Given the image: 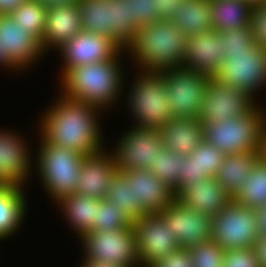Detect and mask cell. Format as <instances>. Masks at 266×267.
<instances>
[{
  "label": "cell",
  "instance_id": "cell-1",
  "mask_svg": "<svg viewBox=\"0 0 266 267\" xmlns=\"http://www.w3.org/2000/svg\"><path fill=\"white\" fill-rule=\"evenodd\" d=\"M100 110L96 106L61 95L39 121L42 122L39 125L40 138L48 144L84 156L95 155L103 151L104 147L97 121Z\"/></svg>",
  "mask_w": 266,
  "mask_h": 267
},
{
  "label": "cell",
  "instance_id": "cell-2",
  "mask_svg": "<svg viewBox=\"0 0 266 267\" xmlns=\"http://www.w3.org/2000/svg\"><path fill=\"white\" fill-rule=\"evenodd\" d=\"M188 36L168 20L140 27L125 47L140 71H162L182 67Z\"/></svg>",
  "mask_w": 266,
  "mask_h": 267
},
{
  "label": "cell",
  "instance_id": "cell-3",
  "mask_svg": "<svg viewBox=\"0 0 266 267\" xmlns=\"http://www.w3.org/2000/svg\"><path fill=\"white\" fill-rule=\"evenodd\" d=\"M119 56L113 60L69 69L61 77L62 95L99 109L111 107L118 99L123 85L124 74Z\"/></svg>",
  "mask_w": 266,
  "mask_h": 267
},
{
  "label": "cell",
  "instance_id": "cell-4",
  "mask_svg": "<svg viewBox=\"0 0 266 267\" xmlns=\"http://www.w3.org/2000/svg\"><path fill=\"white\" fill-rule=\"evenodd\" d=\"M262 109L256 105L246 115L203 125L204 141L225 155L260 152L262 128L266 123V112Z\"/></svg>",
  "mask_w": 266,
  "mask_h": 267
},
{
  "label": "cell",
  "instance_id": "cell-5",
  "mask_svg": "<svg viewBox=\"0 0 266 267\" xmlns=\"http://www.w3.org/2000/svg\"><path fill=\"white\" fill-rule=\"evenodd\" d=\"M40 141L36 161L38 176L51 199L57 203L65 196L76 194L81 165L86 156L48 144L42 138Z\"/></svg>",
  "mask_w": 266,
  "mask_h": 267
},
{
  "label": "cell",
  "instance_id": "cell-6",
  "mask_svg": "<svg viewBox=\"0 0 266 267\" xmlns=\"http://www.w3.org/2000/svg\"><path fill=\"white\" fill-rule=\"evenodd\" d=\"M128 97L135 128H162L171 118L164 78L159 72L139 71Z\"/></svg>",
  "mask_w": 266,
  "mask_h": 267
},
{
  "label": "cell",
  "instance_id": "cell-7",
  "mask_svg": "<svg viewBox=\"0 0 266 267\" xmlns=\"http://www.w3.org/2000/svg\"><path fill=\"white\" fill-rule=\"evenodd\" d=\"M80 239L84 246V259L108 263L119 267H140L133 227L119 230L90 231Z\"/></svg>",
  "mask_w": 266,
  "mask_h": 267
},
{
  "label": "cell",
  "instance_id": "cell-8",
  "mask_svg": "<svg viewBox=\"0 0 266 267\" xmlns=\"http://www.w3.org/2000/svg\"><path fill=\"white\" fill-rule=\"evenodd\" d=\"M211 227V240L225 251L252 247L259 237L257 209L237 204L232 200L212 217Z\"/></svg>",
  "mask_w": 266,
  "mask_h": 267
},
{
  "label": "cell",
  "instance_id": "cell-9",
  "mask_svg": "<svg viewBox=\"0 0 266 267\" xmlns=\"http://www.w3.org/2000/svg\"><path fill=\"white\" fill-rule=\"evenodd\" d=\"M158 72L165 80L172 118H198L212 76L183 67Z\"/></svg>",
  "mask_w": 266,
  "mask_h": 267
},
{
  "label": "cell",
  "instance_id": "cell-10",
  "mask_svg": "<svg viewBox=\"0 0 266 267\" xmlns=\"http://www.w3.org/2000/svg\"><path fill=\"white\" fill-rule=\"evenodd\" d=\"M213 78L238 87L254 98V92L266 82V48L255 44L244 53L230 54Z\"/></svg>",
  "mask_w": 266,
  "mask_h": 267
},
{
  "label": "cell",
  "instance_id": "cell-11",
  "mask_svg": "<svg viewBox=\"0 0 266 267\" xmlns=\"http://www.w3.org/2000/svg\"><path fill=\"white\" fill-rule=\"evenodd\" d=\"M254 100L244 90L220 83L211 77L198 118L202 125H210L246 115L256 106Z\"/></svg>",
  "mask_w": 266,
  "mask_h": 267
},
{
  "label": "cell",
  "instance_id": "cell-12",
  "mask_svg": "<svg viewBox=\"0 0 266 267\" xmlns=\"http://www.w3.org/2000/svg\"><path fill=\"white\" fill-rule=\"evenodd\" d=\"M113 151L118 171L148 170L165 147L158 128H135L125 133Z\"/></svg>",
  "mask_w": 266,
  "mask_h": 267
},
{
  "label": "cell",
  "instance_id": "cell-13",
  "mask_svg": "<svg viewBox=\"0 0 266 267\" xmlns=\"http://www.w3.org/2000/svg\"><path fill=\"white\" fill-rule=\"evenodd\" d=\"M58 50L64 59L61 76L71 68L113 60L122 51L126 52L114 39L85 30H81Z\"/></svg>",
  "mask_w": 266,
  "mask_h": 267
},
{
  "label": "cell",
  "instance_id": "cell-14",
  "mask_svg": "<svg viewBox=\"0 0 266 267\" xmlns=\"http://www.w3.org/2000/svg\"><path fill=\"white\" fill-rule=\"evenodd\" d=\"M136 251L141 265L159 262L167 254L181 249L158 214H146L133 222Z\"/></svg>",
  "mask_w": 266,
  "mask_h": 267
},
{
  "label": "cell",
  "instance_id": "cell-15",
  "mask_svg": "<svg viewBox=\"0 0 266 267\" xmlns=\"http://www.w3.org/2000/svg\"><path fill=\"white\" fill-rule=\"evenodd\" d=\"M158 215L181 248L188 249L193 245L211 240L212 217L196 212L177 200Z\"/></svg>",
  "mask_w": 266,
  "mask_h": 267
},
{
  "label": "cell",
  "instance_id": "cell-16",
  "mask_svg": "<svg viewBox=\"0 0 266 267\" xmlns=\"http://www.w3.org/2000/svg\"><path fill=\"white\" fill-rule=\"evenodd\" d=\"M0 44L8 59L20 70L45 53L41 41L15 22L10 14L0 15Z\"/></svg>",
  "mask_w": 266,
  "mask_h": 267
},
{
  "label": "cell",
  "instance_id": "cell-17",
  "mask_svg": "<svg viewBox=\"0 0 266 267\" xmlns=\"http://www.w3.org/2000/svg\"><path fill=\"white\" fill-rule=\"evenodd\" d=\"M221 45L222 32L216 29L188 36L182 67L213 77L224 61Z\"/></svg>",
  "mask_w": 266,
  "mask_h": 267
},
{
  "label": "cell",
  "instance_id": "cell-18",
  "mask_svg": "<svg viewBox=\"0 0 266 267\" xmlns=\"http://www.w3.org/2000/svg\"><path fill=\"white\" fill-rule=\"evenodd\" d=\"M118 171L113 154L105 150L86 156L81 165L76 194L104 199L113 176Z\"/></svg>",
  "mask_w": 266,
  "mask_h": 267
},
{
  "label": "cell",
  "instance_id": "cell-19",
  "mask_svg": "<svg viewBox=\"0 0 266 267\" xmlns=\"http://www.w3.org/2000/svg\"><path fill=\"white\" fill-rule=\"evenodd\" d=\"M134 181L135 200L146 214H159L176 200L174 190L149 170L122 171Z\"/></svg>",
  "mask_w": 266,
  "mask_h": 267
},
{
  "label": "cell",
  "instance_id": "cell-20",
  "mask_svg": "<svg viewBox=\"0 0 266 267\" xmlns=\"http://www.w3.org/2000/svg\"><path fill=\"white\" fill-rule=\"evenodd\" d=\"M82 30L79 3L49 7L46 12L42 49H58Z\"/></svg>",
  "mask_w": 266,
  "mask_h": 267
},
{
  "label": "cell",
  "instance_id": "cell-21",
  "mask_svg": "<svg viewBox=\"0 0 266 267\" xmlns=\"http://www.w3.org/2000/svg\"><path fill=\"white\" fill-rule=\"evenodd\" d=\"M9 132L0 131V175L8 184L23 187L30 176V152L21 137Z\"/></svg>",
  "mask_w": 266,
  "mask_h": 267
},
{
  "label": "cell",
  "instance_id": "cell-22",
  "mask_svg": "<svg viewBox=\"0 0 266 267\" xmlns=\"http://www.w3.org/2000/svg\"><path fill=\"white\" fill-rule=\"evenodd\" d=\"M176 200L196 212L213 217L232 201V196L214 177H207L202 183L182 189L176 195Z\"/></svg>",
  "mask_w": 266,
  "mask_h": 267
},
{
  "label": "cell",
  "instance_id": "cell-23",
  "mask_svg": "<svg viewBox=\"0 0 266 267\" xmlns=\"http://www.w3.org/2000/svg\"><path fill=\"white\" fill-rule=\"evenodd\" d=\"M159 131L164 147L182 156L192 153L204 140L199 118H171Z\"/></svg>",
  "mask_w": 266,
  "mask_h": 267
},
{
  "label": "cell",
  "instance_id": "cell-24",
  "mask_svg": "<svg viewBox=\"0 0 266 267\" xmlns=\"http://www.w3.org/2000/svg\"><path fill=\"white\" fill-rule=\"evenodd\" d=\"M260 159V152L227 154L214 178L233 197L240 190L252 168Z\"/></svg>",
  "mask_w": 266,
  "mask_h": 267
},
{
  "label": "cell",
  "instance_id": "cell-25",
  "mask_svg": "<svg viewBox=\"0 0 266 267\" xmlns=\"http://www.w3.org/2000/svg\"><path fill=\"white\" fill-rule=\"evenodd\" d=\"M25 192L21 186L0 187V240L14 234L24 220L27 210Z\"/></svg>",
  "mask_w": 266,
  "mask_h": 267
},
{
  "label": "cell",
  "instance_id": "cell-26",
  "mask_svg": "<svg viewBox=\"0 0 266 267\" xmlns=\"http://www.w3.org/2000/svg\"><path fill=\"white\" fill-rule=\"evenodd\" d=\"M169 21L187 36L214 29L209 0H185Z\"/></svg>",
  "mask_w": 266,
  "mask_h": 267
},
{
  "label": "cell",
  "instance_id": "cell-27",
  "mask_svg": "<svg viewBox=\"0 0 266 267\" xmlns=\"http://www.w3.org/2000/svg\"><path fill=\"white\" fill-rule=\"evenodd\" d=\"M99 201L100 199L73 194L60 199L57 205L61 206L71 229H75L74 232L81 237L94 227Z\"/></svg>",
  "mask_w": 266,
  "mask_h": 267
},
{
  "label": "cell",
  "instance_id": "cell-28",
  "mask_svg": "<svg viewBox=\"0 0 266 267\" xmlns=\"http://www.w3.org/2000/svg\"><path fill=\"white\" fill-rule=\"evenodd\" d=\"M214 29L228 32L249 25L252 5L244 0H209Z\"/></svg>",
  "mask_w": 266,
  "mask_h": 267
},
{
  "label": "cell",
  "instance_id": "cell-29",
  "mask_svg": "<svg viewBox=\"0 0 266 267\" xmlns=\"http://www.w3.org/2000/svg\"><path fill=\"white\" fill-rule=\"evenodd\" d=\"M105 198L117 208L122 209L133 221L145 215L144 209L135 200L134 181H129L121 171H117L113 176Z\"/></svg>",
  "mask_w": 266,
  "mask_h": 267
},
{
  "label": "cell",
  "instance_id": "cell-30",
  "mask_svg": "<svg viewBox=\"0 0 266 267\" xmlns=\"http://www.w3.org/2000/svg\"><path fill=\"white\" fill-rule=\"evenodd\" d=\"M237 204L253 209L266 205V162L259 160L240 190L232 197Z\"/></svg>",
  "mask_w": 266,
  "mask_h": 267
},
{
  "label": "cell",
  "instance_id": "cell-31",
  "mask_svg": "<svg viewBox=\"0 0 266 267\" xmlns=\"http://www.w3.org/2000/svg\"><path fill=\"white\" fill-rule=\"evenodd\" d=\"M82 30L110 37V0H79Z\"/></svg>",
  "mask_w": 266,
  "mask_h": 267
},
{
  "label": "cell",
  "instance_id": "cell-32",
  "mask_svg": "<svg viewBox=\"0 0 266 267\" xmlns=\"http://www.w3.org/2000/svg\"><path fill=\"white\" fill-rule=\"evenodd\" d=\"M138 30L130 19L129 0H110V38L125 50Z\"/></svg>",
  "mask_w": 266,
  "mask_h": 267
},
{
  "label": "cell",
  "instance_id": "cell-33",
  "mask_svg": "<svg viewBox=\"0 0 266 267\" xmlns=\"http://www.w3.org/2000/svg\"><path fill=\"white\" fill-rule=\"evenodd\" d=\"M47 9L37 1L28 0L21 3L10 15L15 22H19L20 26L42 42Z\"/></svg>",
  "mask_w": 266,
  "mask_h": 267
},
{
  "label": "cell",
  "instance_id": "cell-34",
  "mask_svg": "<svg viewBox=\"0 0 266 267\" xmlns=\"http://www.w3.org/2000/svg\"><path fill=\"white\" fill-rule=\"evenodd\" d=\"M133 220L122 209L117 208L106 198L101 199L97 208L96 220L91 231L119 230L133 226Z\"/></svg>",
  "mask_w": 266,
  "mask_h": 267
},
{
  "label": "cell",
  "instance_id": "cell-35",
  "mask_svg": "<svg viewBox=\"0 0 266 267\" xmlns=\"http://www.w3.org/2000/svg\"><path fill=\"white\" fill-rule=\"evenodd\" d=\"M184 156L172 153L164 148L148 169L153 174L158 175L161 180L171 189L175 190L179 185V176L181 173V160Z\"/></svg>",
  "mask_w": 266,
  "mask_h": 267
},
{
  "label": "cell",
  "instance_id": "cell-36",
  "mask_svg": "<svg viewBox=\"0 0 266 267\" xmlns=\"http://www.w3.org/2000/svg\"><path fill=\"white\" fill-rule=\"evenodd\" d=\"M194 267H224L225 250L212 240L188 248Z\"/></svg>",
  "mask_w": 266,
  "mask_h": 267
},
{
  "label": "cell",
  "instance_id": "cell-37",
  "mask_svg": "<svg viewBox=\"0 0 266 267\" xmlns=\"http://www.w3.org/2000/svg\"><path fill=\"white\" fill-rule=\"evenodd\" d=\"M207 177H215L226 156L217 147L204 140L189 154Z\"/></svg>",
  "mask_w": 266,
  "mask_h": 267
},
{
  "label": "cell",
  "instance_id": "cell-38",
  "mask_svg": "<svg viewBox=\"0 0 266 267\" xmlns=\"http://www.w3.org/2000/svg\"><path fill=\"white\" fill-rule=\"evenodd\" d=\"M254 36L249 29V25L242 29H232L228 32H222V51H224V60L230 57V54L244 53L255 45Z\"/></svg>",
  "mask_w": 266,
  "mask_h": 267
},
{
  "label": "cell",
  "instance_id": "cell-39",
  "mask_svg": "<svg viewBox=\"0 0 266 267\" xmlns=\"http://www.w3.org/2000/svg\"><path fill=\"white\" fill-rule=\"evenodd\" d=\"M154 0H129L130 19L140 28L159 20Z\"/></svg>",
  "mask_w": 266,
  "mask_h": 267
},
{
  "label": "cell",
  "instance_id": "cell-40",
  "mask_svg": "<svg viewBox=\"0 0 266 267\" xmlns=\"http://www.w3.org/2000/svg\"><path fill=\"white\" fill-rule=\"evenodd\" d=\"M181 173L179 176V185L174 190L177 195L182 189L189 187L194 183H202L207 176L200 170L199 165L190 155L184 156L181 160Z\"/></svg>",
  "mask_w": 266,
  "mask_h": 267
},
{
  "label": "cell",
  "instance_id": "cell-41",
  "mask_svg": "<svg viewBox=\"0 0 266 267\" xmlns=\"http://www.w3.org/2000/svg\"><path fill=\"white\" fill-rule=\"evenodd\" d=\"M249 29L254 36L255 43L266 48V3L252 7Z\"/></svg>",
  "mask_w": 266,
  "mask_h": 267
},
{
  "label": "cell",
  "instance_id": "cell-42",
  "mask_svg": "<svg viewBox=\"0 0 266 267\" xmlns=\"http://www.w3.org/2000/svg\"><path fill=\"white\" fill-rule=\"evenodd\" d=\"M224 267H259L251 247L225 251Z\"/></svg>",
  "mask_w": 266,
  "mask_h": 267
},
{
  "label": "cell",
  "instance_id": "cell-43",
  "mask_svg": "<svg viewBox=\"0 0 266 267\" xmlns=\"http://www.w3.org/2000/svg\"><path fill=\"white\" fill-rule=\"evenodd\" d=\"M157 264L160 267H194V262L188 249L181 248L167 254Z\"/></svg>",
  "mask_w": 266,
  "mask_h": 267
},
{
  "label": "cell",
  "instance_id": "cell-44",
  "mask_svg": "<svg viewBox=\"0 0 266 267\" xmlns=\"http://www.w3.org/2000/svg\"><path fill=\"white\" fill-rule=\"evenodd\" d=\"M185 0H154V10L159 20H170Z\"/></svg>",
  "mask_w": 266,
  "mask_h": 267
},
{
  "label": "cell",
  "instance_id": "cell-45",
  "mask_svg": "<svg viewBox=\"0 0 266 267\" xmlns=\"http://www.w3.org/2000/svg\"><path fill=\"white\" fill-rule=\"evenodd\" d=\"M251 248L258 260L259 267H266V236L259 235Z\"/></svg>",
  "mask_w": 266,
  "mask_h": 267
},
{
  "label": "cell",
  "instance_id": "cell-46",
  "mask_svg": "<svg viewBox=\"0 0 266 267\" xmlns=\"http://www.w3.org/2000/svg\"><path fill=\"white\" fill-rule=\"evenodd\" d=\"M28 0H0V15L12 13L21 3Z\"/></svg>",
  "mask_w": 266,
  "mask_h": 267
},
{
  "label": "cell",
  "instance_id": "cell-47",
  "mask_svg": "<svg viewBox=\"0 0 266 267\" xmlns=\"http://www.w3.org/2000/svg\"><path fill=\"white\" fill-rule=\"evenodd\" d=\"M259 235L266 236V205L257 209Z\"/></svg>",
  "mask_w": 266,
  "mask_h": 267
},
{
  "label": "cell",
  "instance_id": "cell-48",
  "mask_svg": "<svg viewBox=\"0 0 266 267\" xmlns=\"http://www.w3.org/2000/svg\"><path fill=\"white\" fill-rule=\"evenodd\" d=\"M34 1H37L41 5H44L46 8L53 6L68 5L79 2V0H34Z\"/></svg>",
  "mask_w": 266,
  "mask_h": 267
},
{
  "label": "cell",
  "instance_id": "cell-49",
  "mask_svg": "<svg viewBox=\"0 0 266 267\" xmlns=\"http://www.w3.org/2000/svg\"><path fill=\"white\" fill-rule=\"evenodd\" d=\"M2 64V66L7 67V68H11V69H17L18 68L8 59L7 54L5 53V48L1 47L0 44V65Z\"/></svg>",
  "mask_w": 266,
  "mask_h": 267
},
{
  "label": "cell",
  "instance_id": "cell-50",
  "mask_svg": "<svg viewBox=\"0 0 266 267\" xmlns=\"http://www.w3.org/2000/svg\"><path fill=\"white\" fill-rule=\"evenodd\" d=\"M261 160L266 162V123L262 128L261 148H260Z\"/></svg>",
  "mask_w": 266,
  "mask_h": 267
},
{
  "label": "cell",
  "instance_id": "cell-51",
  "mask_svg": "<svg viewBox=\"0 0 266 267\" xmlns=\"http://www.w3.org/2000/svg\"><path fill=\"white\" fill-rule=\"evenodd\" d=\"M80 267H119L108 263H96L91 261H83Z\"/></svg>",
  "mask_w": 266,
  "mask_h": 267
},
{
  "label": "cell",
  "instance_id": "cell-52",
  "mask_svg": "<svg viewBox=\"0 0 266 267\" xmlns=\"http://www.w3.org/2000/svg\"><path fill=\"white\" fill-rule=\"evenodd\" d=\"M247 3H250L252 6H258L262 3H266V0H244Z\"/></svg>",
  "mask_w": 266,
  "mask_h": 267
},
{
  "label": "cell",
  "instance_id": "cell-53",
  "mask_svg": "<svg viewBox=\"0 0 266 267\" xmlns=\"http://www.w3.org/2000/svg\"><path fill=\"white\" fill-rule=\"evenodd\" d=\"M141 267H160V266L157 263H154V264L141 265Z\"/></svg>",
  "mask_w": 266,
  "mask_h": 267
},
{
  "label": "cell",
  "instance_id": "cell-54",
  "mask_svg": "<svg viewBox=\"0 0 266 267\" xmlns=\"http://www.w3.org/2000/svg\"><path fill=\"white\" fill-rule=\"evenodd\" d=\"M8 183L0 175V187L7 185Z\"/></svg>",
  "mask_w": 266,
  "mask_h": 267
}]
</instances>
